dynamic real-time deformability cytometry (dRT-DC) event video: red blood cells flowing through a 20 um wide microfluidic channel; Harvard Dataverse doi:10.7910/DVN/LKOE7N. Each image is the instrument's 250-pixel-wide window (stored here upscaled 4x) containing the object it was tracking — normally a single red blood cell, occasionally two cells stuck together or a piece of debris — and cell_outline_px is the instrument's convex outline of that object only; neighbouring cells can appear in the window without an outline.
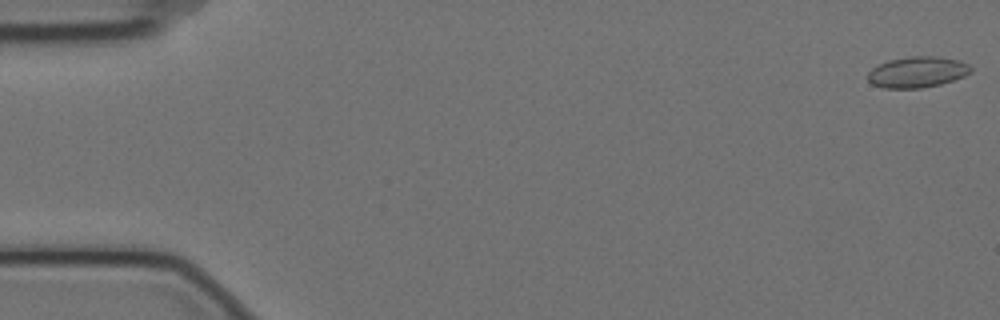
{"species": "Egyptian fruit bat (a non-hibernating species)", "species_latin": "Rousettus aegyptiacus", "temperature_condition": "cold", "stored_images_in_passage": 9, "camera_frame_rate_fps": 3000, "um_per_image_px": 0.085, "animal": {"sex": "female"}, "frame": {"image": 1, "passage_image": 1, "time_ms": 0.0, "image_size_px": [1000, 320], "cell_outline_px": [[972, 72], [964, 76], [940, 84], [920, 88], [884, 88], [872, 84], [868, 80], [868, 72], [872, 68], [888, 60], [908, 56], [936, 56], [960, 60], [968, 64], [972, 68]], "centroid_in_image_um": [77.98, 6.12], "position_along_channel_um": 7.0, "area_um2": 18.61}}
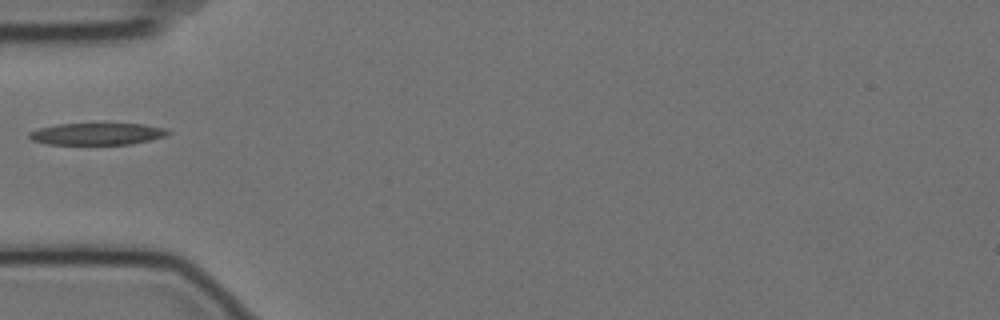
{"frame": {"image": 2, "passage_image": 6, "time_ms": 1.667, "image_size_px": [1000, 320], "cell_outline_px": [[172, 132], [164, 136], [132, 144], [48, 144], [32, 140], [28, 136], [28, 132], [40, 128], [60, 124], [140, 124], [164, 128]], "centroid_in_image_um": [8.23, 11.38], "position_along_channel_um": 76.8, "area_um2": 17.4}}
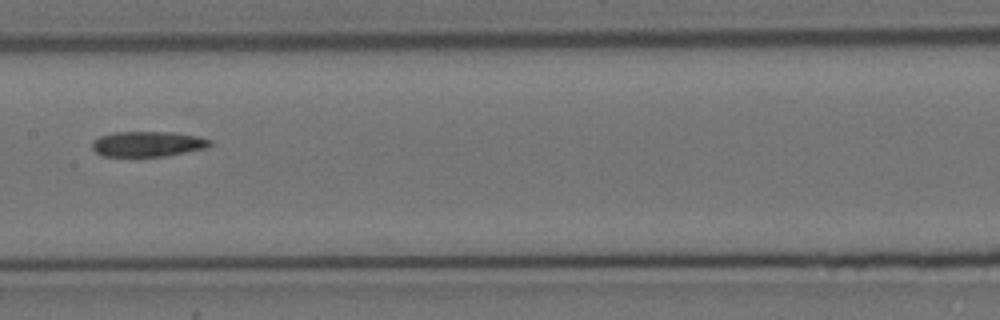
{"frame": {"image": 3, "passage_image": 9, "time_ms": 2.667, "image_size_px": [1000, 320], "cell_outline_px": [[212, 144], [208, 148], [164, 156], [100, 156], [92, 148], [92, 144], [100, 136], [116, 132], [176, 132], [196, 136], [212, 140]], "centroid_in_image_um": [12.59, 12.24], "position_along_channel_um": 194.8, "area_um2": 17.34}}